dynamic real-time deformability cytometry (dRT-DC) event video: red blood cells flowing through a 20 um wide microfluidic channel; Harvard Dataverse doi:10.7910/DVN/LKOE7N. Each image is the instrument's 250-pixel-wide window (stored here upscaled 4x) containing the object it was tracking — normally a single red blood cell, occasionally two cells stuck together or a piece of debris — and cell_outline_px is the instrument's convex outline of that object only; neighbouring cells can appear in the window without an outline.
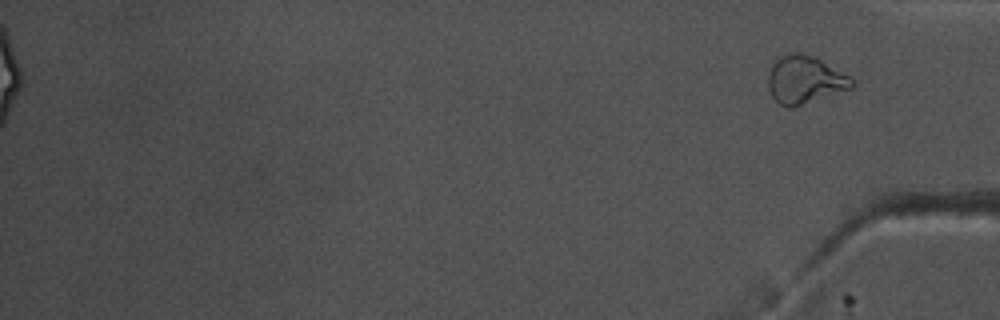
{"species": "common noctule bat (a hibernating species)", "species_latin": "Nyctalus noctula", "temperature_condition": "warm", "stored_images_in_passage": 40, "segment_of_instrument_passage": [2, 2], "camera_frame_rate_fps": 3000, "um_per_image_px": 0.085, "animal": {"sex": "male", "body_mass_g": 17.5, "forearm_length_mm": 52.3}, "frame": {"image": 1, "passage_image": 40, "time_ms": 13.0, "image_size_px": [1000, 320], "cell_outline_px": [[856, 84], [852, 88], [792, 108], [788, 108], [780, 104], [772, 96], [768, 88], [768, 76], [772, 64], [780, 56], [788, 52], [800, 52], [816, 56], [852, 76]], "centroid_in_image_um": [68.45, 6.75], "position_along_channel_um": 366.8, "area_um2": 23.81}}